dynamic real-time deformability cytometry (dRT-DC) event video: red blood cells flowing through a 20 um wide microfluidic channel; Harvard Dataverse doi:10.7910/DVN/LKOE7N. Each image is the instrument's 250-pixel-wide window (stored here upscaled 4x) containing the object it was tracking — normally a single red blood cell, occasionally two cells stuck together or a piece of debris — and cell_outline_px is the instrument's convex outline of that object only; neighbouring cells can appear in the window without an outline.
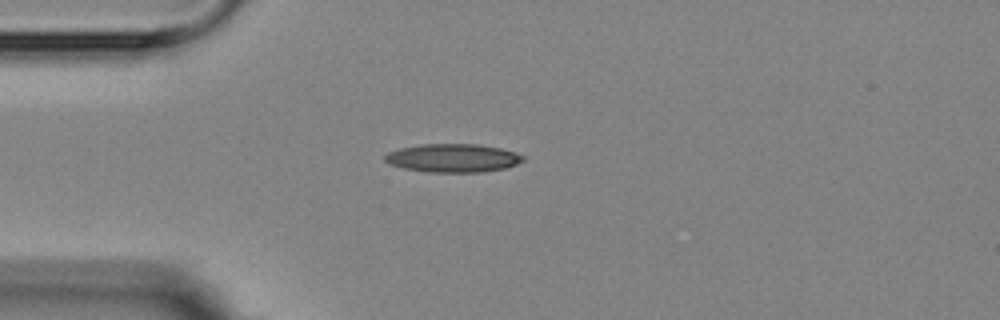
{"species": "Egyptian fruit bat (a non-hibernating species)", "species_latin": "Rousettus aegyptiacus", "temperature_condition": "room temperature", "stored_images_in_passage": 1, "camera_frame_rate_fps": 3000, "um_per_image_px": 0.085, "animal": {"sex": "female"}, "frame": {"image": 1, "passage_image": 1, "time_ms": 0.0, "image_size_px": [1000, 320], "cell_outline_px": [[524, 160], [516, 164], [504, 168], [480, 172], [428, 172], [404, 168], [388, 164], [384, 160], [384, 156], [388, 152], [400, 148], [420, 144], [480, 144], [500, 148], [516, 152], [524, 156]], "centroid_in_image_um": [38.48, 13.42], "position_along_channel_um": 46.5, "area_um2": 22.89}}